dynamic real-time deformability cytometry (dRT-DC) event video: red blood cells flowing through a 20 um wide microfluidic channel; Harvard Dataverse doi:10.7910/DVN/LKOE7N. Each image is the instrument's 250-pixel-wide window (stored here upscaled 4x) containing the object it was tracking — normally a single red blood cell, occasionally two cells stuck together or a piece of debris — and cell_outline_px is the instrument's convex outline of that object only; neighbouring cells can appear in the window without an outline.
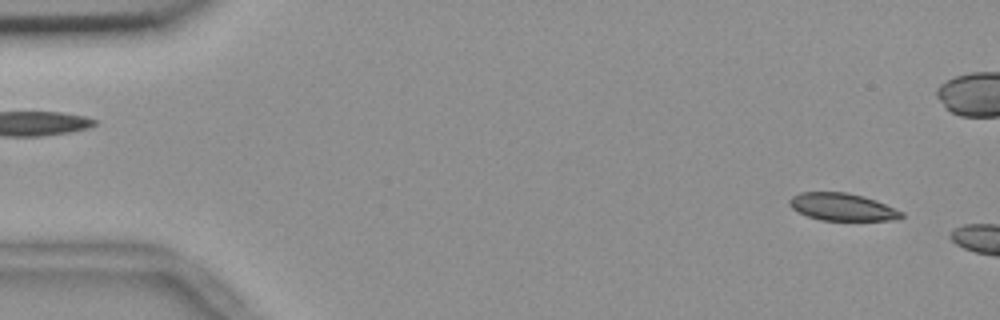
{"species": "common noctule bat (a hibernating species)", "species_latin": "Nyctalus noctula", "temperature_condition": "room temperature", "stored_images_in_passage": 7, "camera_frame_rate_fps": 3000, "um_per_image_px": 0.085, "animal": {"sex": "female", "body_mass_g": 18.4}, "frame": {"image": 1, "passage_image": 3, "time_ms": 0.667, "image_size_px": [1000, 320], "cell_outline_px": [[904, 216], [896, 220], [820, 220], [808, 216], [792, 208], [788, 204], [788, 200], [792, 196], [800, 192], [848, 192], [864, 196], [876, 200], [904, 212]], "centroid_in_image_um": [71.61, 17.58], "position_along_channel_um": 13.4, "area_um2": 17.98}}